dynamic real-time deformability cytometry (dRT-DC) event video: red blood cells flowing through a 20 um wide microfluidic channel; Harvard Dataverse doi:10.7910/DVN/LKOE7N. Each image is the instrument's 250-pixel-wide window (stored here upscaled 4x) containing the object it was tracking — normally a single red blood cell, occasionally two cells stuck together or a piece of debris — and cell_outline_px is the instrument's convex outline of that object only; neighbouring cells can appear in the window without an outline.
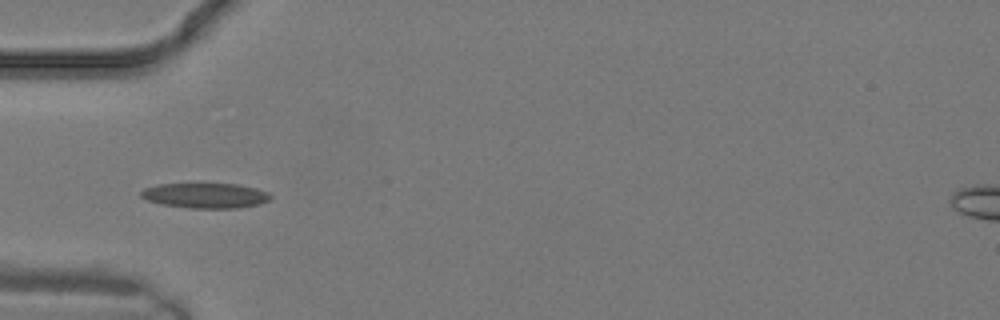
{"species": "common noctule bat (a hibernating species)", "species_latin": "Nyctalus noctula", "temperature_condition": "warm", "stored_images_in_passage": 4, "camera_frame_rate_fps": 3000, "um_per_image_px": 0.085, "animal": {"sex": "male", "body_mass_g": 19.2, "forearm_length_mm": 51.8}, "frame": {"image": 1, "passage_image": 1, "time_ms": 0.0, "image_size_px": [1000, 320], "cell_outline_px": [[272, 200], [260, 204], [236, 208], [188, 208], [160, 204], [148, 200], [140, 196], [140, 192], [144, 188], [160, 184], [236, 184], [256, 188], [268, 192], [272, 196]], "centroid_in_image_um": [17.49, 16.63], "position_along_channel_um": 67.5, "area_um2": 19.02}}
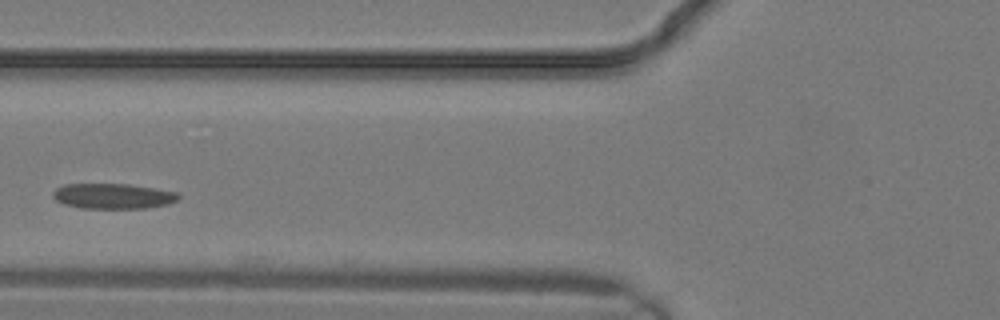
{"frame": {"image": 2, "passage_image": 3, "time_ms": 0.667, "image_size_px": [1000, 320], "cell_outline_px": [[180, 196], [176, 200], [168, 204], [148, 208], [80, 208], [64, 204], [56, 200], [52, 196], [52, 192], [56, 188], [64, 184], [128, 184], [180, 192]], "centroid_in_image_um": [9.61, 16.66], "position_along_channel_um": 116.2, "area_um2": 18.61}}